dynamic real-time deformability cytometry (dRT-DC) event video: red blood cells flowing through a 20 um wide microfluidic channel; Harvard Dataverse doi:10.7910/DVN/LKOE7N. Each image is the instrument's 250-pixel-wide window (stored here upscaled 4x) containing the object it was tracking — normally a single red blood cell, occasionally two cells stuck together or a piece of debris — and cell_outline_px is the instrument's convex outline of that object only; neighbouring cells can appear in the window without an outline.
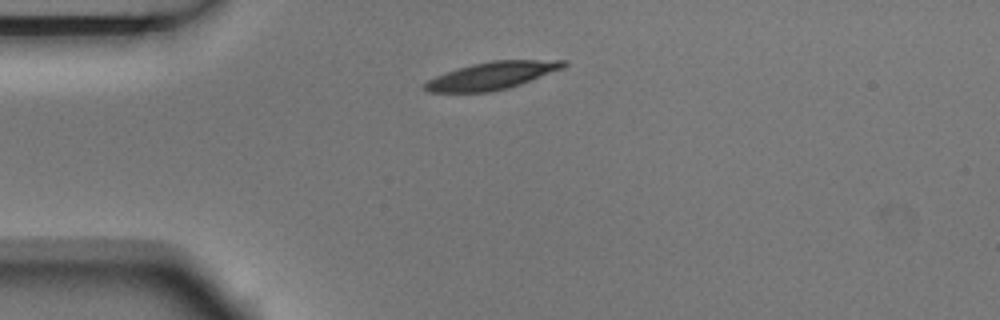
{"species": "Egyptian fruit bat (a non-hibernating species)", "species_latin": "Rousettus aegyptiacus", "temperature_condition": "room temperature", "stored_images_in_passage": 10, "camera_frame_rate_fps": 3000, "um_per_image_px": 0.085, "animal": {"sex": "male"}, "frame": {"image": 1, "passage_image": 1, "time_ms": 0.0, "image_size_px": [1000, 320], "cell_outline_px": [[568, 64], [564, 68], [520, 84], [508, 88], [488, 92], [428, 92], [420, 88], [428, 80], [436, 76], [472, 64], [492, 60], [568, 60]], "centroid_in_image_um": [41.83, 6.43], "position_along_channel_um": 43.2, "area_um2": 22.14}}
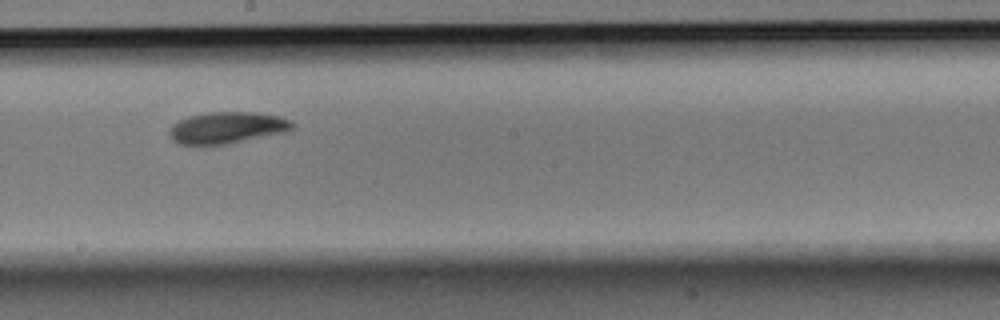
{"frame": {"image": 2, "passage_image": 6, "time_ms": 1.667, "image_size_px": [1000, 320], "cell_outline_px": [[296, 124], [288, 132], [224, 144], [180, 144], [172, 140], [168, 132], [172, 124], [188, 116], [208, 112], [256, 112], [276, 116], [292, 120]], "centroid_in_image_um": [19.32, 10.84], "position_along_channel_um": 228.9, "area_um2": 22.6}}
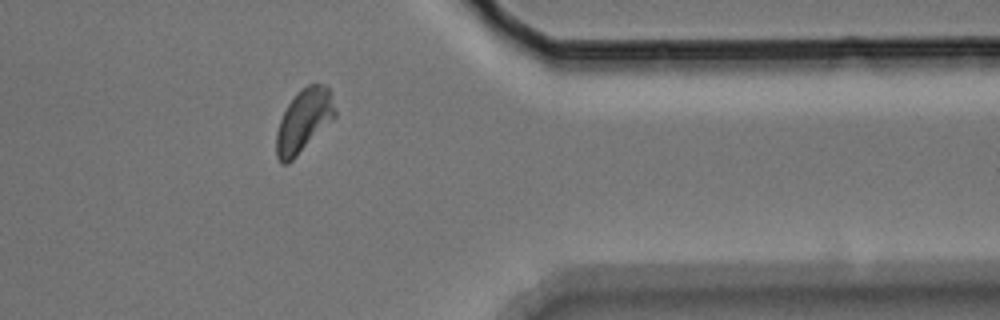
{"frame": {"image": 3, "passage_image": 10, "time_ms": 3.0, "image_size_px": [1000, 320], "cell_outline_px": [[336, 116], [288, 164], [280, 164], [276, 156], [276, 132], [280, 120], [288, 104], [308, 84], [324, 84], [328, 88], [332, 96], [336, 112]], "centroid_in_image_um": [25.81, 10.28], "position_along_channel_um": 385.6, "area_um2": 21.1}}